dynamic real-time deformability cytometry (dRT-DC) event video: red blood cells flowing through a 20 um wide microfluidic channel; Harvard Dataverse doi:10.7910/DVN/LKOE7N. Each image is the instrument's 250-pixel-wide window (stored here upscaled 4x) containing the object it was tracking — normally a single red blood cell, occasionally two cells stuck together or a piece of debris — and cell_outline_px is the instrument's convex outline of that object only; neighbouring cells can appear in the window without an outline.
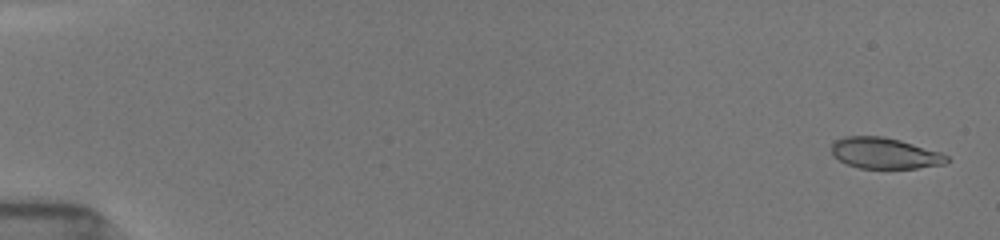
{"species": "common noctule bat (a hibernating species)", "species_latin": "Nyctalus noctula", "temperature_condition": "room temperature", "stored_images_in_passage": 53, "camera_frame_rate_fps": 3000, "um_per_image_px": 0.085, "animal": {"sex": "female", "body_mass_g": 19.5, "forearm_length_mm": 54.1}, "frame": {"image": 1, "passage_image": 2, "time_ms": 0.333, "image_size_px": [1000, 240], "cell_outline_px": [[952, 160], [944, 164], [916, 168], [860, 168], [848, 164], [832, 156], [832, 144], [836, 140], [844, 136], [884, 136], [900, 140], [940, 152], [948, 156]], "centroid_in_image_um": [75.21, 13.02], "position_along_channel_um": 9.8, "area_um2": 20.81}}
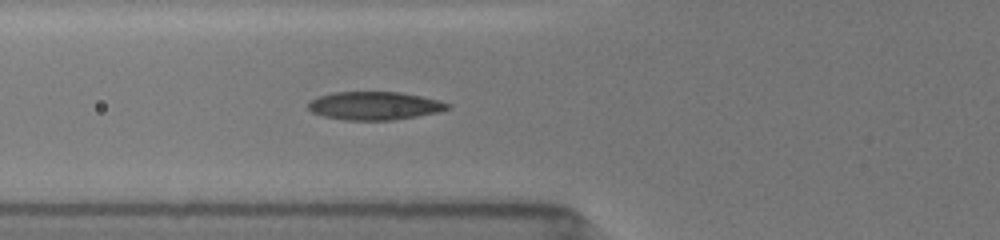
{"frame": {"image": 2, "passage_image": 21, "time_ms": 6.667, "image_size_px": [1000, 240], "cell_outline_px": [[452, 108], [440, 112], [392, 120], [344, 120], [324, 116], [312, 112], [308, 108], [308, 104], [312, 100], [320, 96], [332, 92], [400, 92], [440, 100], [452, 104]], "centroid_in_image_um": [31.89, 8.99], "position_along_channel_um": 93.9, "area_um2": 22.95}}
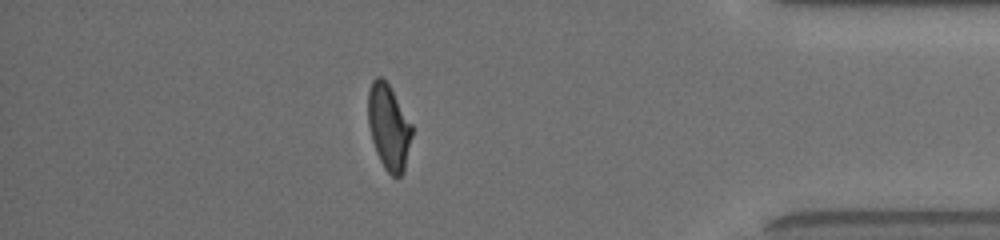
{"frame": {"image": 3, "passage_image": 47, "time_ms": 15.333, "image_size_px": [1000, 240], "cell_outline_px": [[412, 136], [404, 172], [400, 176], [392, 176], [384, 168], [376, 152], [372, 140], [368, 124], [368, 92], [372, 80], [376, 76], [380, 76], [388, 84], [412, 124]], "centroid_in_image_um": [33.04, 10.81], "position_along_channel_um": 402.2, "area_um2": 21.73}, "authors_computed_cell_mechanics": {"area_um2": 22.4842, "velocity_mm_per_s": 3.9141, "shape_relaxation_time_tau1_ms": 8.1436, "shape_relaxation_time_tau2_ms": 1.3441, "deformation_change_tau1": 0.2589, "deformation_change_tau2": 0.0736}}